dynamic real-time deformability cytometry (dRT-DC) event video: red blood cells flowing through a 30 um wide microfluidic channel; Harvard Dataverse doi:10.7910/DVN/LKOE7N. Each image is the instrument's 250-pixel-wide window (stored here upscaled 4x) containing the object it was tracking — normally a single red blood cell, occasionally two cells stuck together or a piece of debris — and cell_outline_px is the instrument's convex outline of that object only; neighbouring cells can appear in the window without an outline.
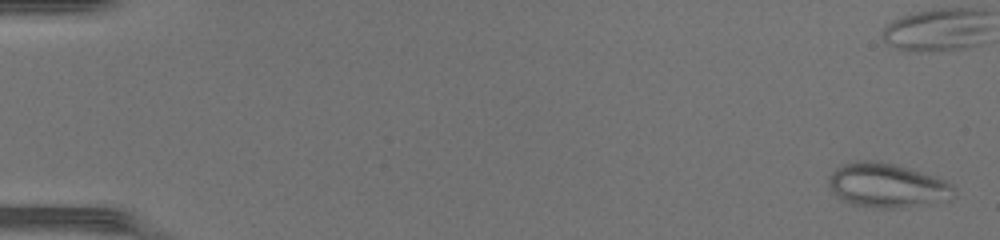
{"species": "common noctule bat (a hibernating species)", "species_latin": "Nyctalus noctula", "temperature_condition": "warm", "stored_images_in_passage": 26, "camera_frame_rate_fps": 3000, "um_per_image_px": 0.085, "animal": {"sex": "female", "body_mass_g": 17.0, "forearm_length_mm": 48.0}, "frame": {"image": 1, "passage_image": 2, "time_ms": 0.333, "image_size_px": [1000, 240], "cell_outline_px": [[956, 196], [952, 200], [928, 204], [892, 208], [880, 208], [852, 204], [836, 196], [832, 192], [828, 184], [828, 176], [836, 168], [844, 164], [860, 160], [880, 160], [896, 164], [944, 180], [952, 184], [956, 188]], "centroid_in_image_um": [75.43, 15.76], "position_along_channel_um": 9.6, "area_um2": 32.54}}
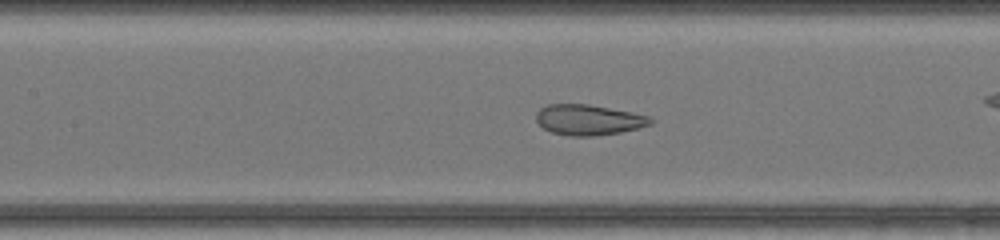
{"frame": {"image": 2, "passage_image": 24, "time_ms": 7.667, "image_size_px": [1000, 240], "cell_outline_px": [[656, 120], [652, 124], [640, 128], [620, 132], [596, 136], [568, 136], [552, 132], [544, 128], [536, 120], [536, 112], [540, 108], [548, 104], [588, 104], [632, 112], [648, 116]], "centroid_in_image_um": [50.05, 10.19], "position_along_channel_um": 157.3, "area_um2": 20.46}}